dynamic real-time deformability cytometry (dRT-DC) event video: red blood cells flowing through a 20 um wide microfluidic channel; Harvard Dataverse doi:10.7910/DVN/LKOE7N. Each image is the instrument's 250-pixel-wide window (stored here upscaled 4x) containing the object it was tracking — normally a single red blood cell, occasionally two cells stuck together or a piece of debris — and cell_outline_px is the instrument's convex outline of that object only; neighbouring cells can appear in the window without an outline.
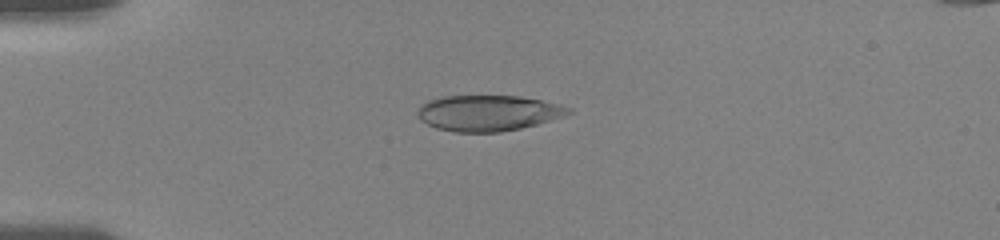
{"species": "human", "species_latin": "Homo sapiens", "temperature_condition": "room temperature", "stored_images_in_passage": 23, "camera_frame_rate_fps": 3000, "um_per_image_px": 0.085, "donor": {"sex": "female"}, "frame": {"image": 1, "passage_image": 4, "time_ms": 0.667, "image_size_px": [1000, 240], "cell_outline_px": [[572, 112], [536, 124], [520, 128], [500, 132], [456, 132], [436, 128], [420, 120], [416, 116], [416, 112], [428, 100], [444, 96], [520, 96], [540, 100], [572, 108]], "centroid_in_image_um": [41.43, 9.61], "position_along_channel_um": 43.6, "area_um2": 31.1}}
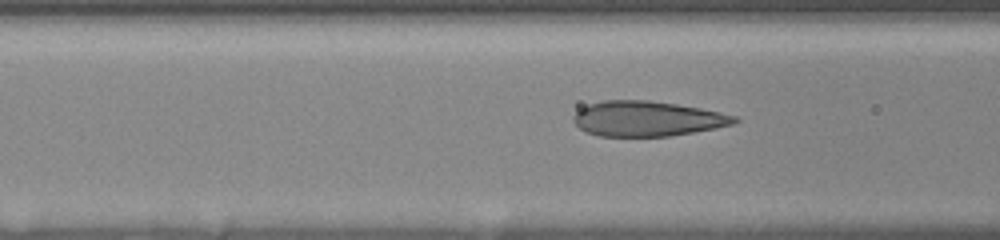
{"frame": {"image": 2, "passage_image": 17, "time_ms": 3.333, "image_size_px": [1000, 240], "cell_outline_px": [[740, 120], [732, 124], [692, 132], [668, 136], [600, 136], [584, 132], [572, 120], [572, 116], [580, 108], [588, 104], [604, 100], [648, 100], [676, 104], [700, 108], [720, 112], [736, 116]], "centroid_in_image_um": [54.96, 10.08], "position_along_channel_um": 111.6, "area_um2": 32.83}}
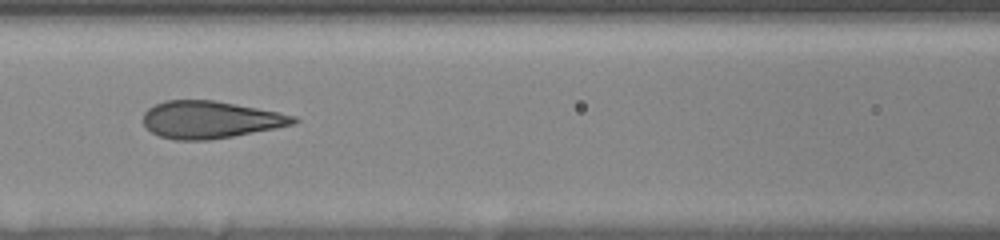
{"frame": {"image": 3, "passage_image": 22, "time_ms": 4.333, "image_size_px": [1000, 240], "cell_outline_px": [[300, 120], [292, 124], [276, 128], [232, 136], [208, 140], [176, 140], [160, 136], [152, 132], [144, 124], [144, 112], [148, 108], [164, 100], [212, 100], [256, 108], [296, 116]], "centroid_in_image_um": [17.85, 10.17], "position_along_channel_um": 148.8, "area_um2": 32.25}}